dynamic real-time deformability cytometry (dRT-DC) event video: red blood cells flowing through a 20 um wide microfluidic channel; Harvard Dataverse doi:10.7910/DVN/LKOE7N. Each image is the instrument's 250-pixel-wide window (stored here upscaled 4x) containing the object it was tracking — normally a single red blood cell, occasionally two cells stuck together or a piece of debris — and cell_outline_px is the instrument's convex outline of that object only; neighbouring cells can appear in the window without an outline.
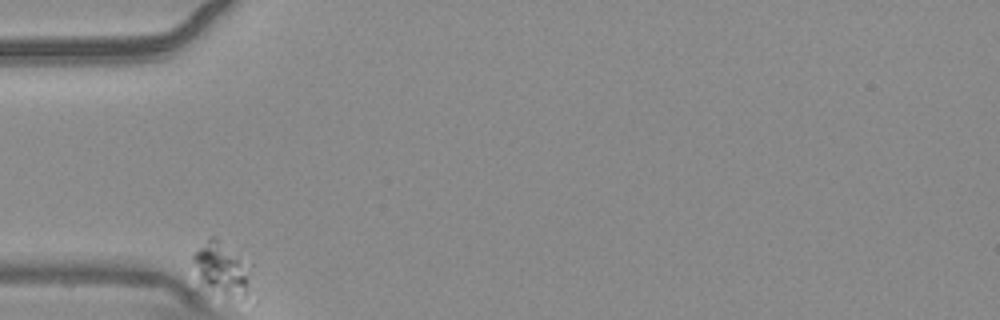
{"species": "common noctule bat (a hibernating species)", "species_latin": "Nyctalus noctula", "temperature_condition": "warm", "stored_images_in_passage": 36, "camera_frame_rate_fps": 3000, "um_per_image_px": 0.085, "animal": {"sex": "male", "body_mass_g": 20.4}, "frame": {"image": 1, "passage_image": 1, "time_ms": 0.0, "image_size_px": [1000, 320], "cell_outline_px": [[248, 288], [244, 292], [224, 300], [200, 276], [192, 260], [192, 256], [212, 236], [216, 236], [236, 260], [248, 280]], "centroid_in_image_um": [18.7, 22.88], "position_along_channel_um": 66.3, "area_um2": 14.97}}
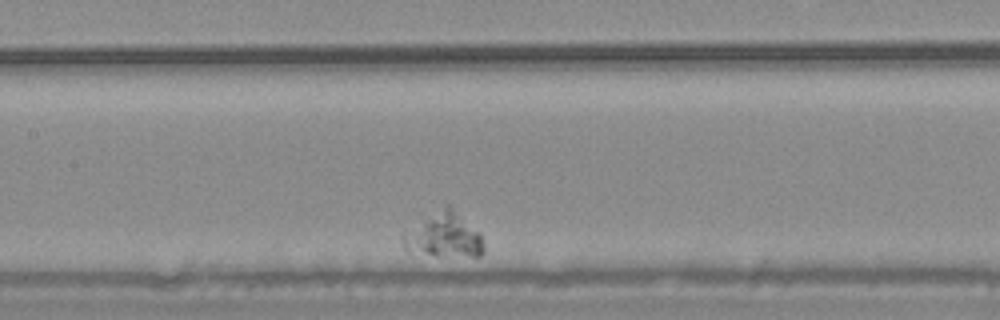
{"frame": {"image": 2, "passage_image": 14, "time_ms": 4.333, "image_size_px": [1000, 320], "cell_outline_px": [[484, 252], [480, 256], [436, 256], [404, 248], [400, 236], [444, 204], [448, 204], [480, 232], [484, 244]], "centroid_in_image_um": [37.78, 20.0], "position_along_channel_um": 169.6, "area_um2": 20.87}}
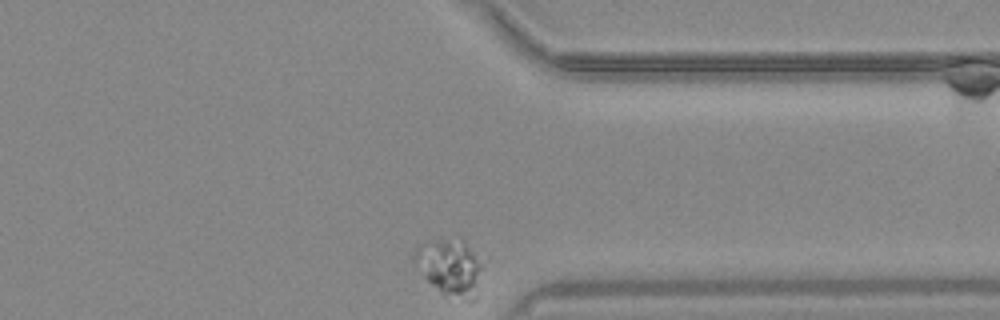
{"frame": {"image": 3, "passage_image": 36, "time_ms": 11.667, "image_size_px": [1000, 320], "cell_outline_px": [[480, 268], [476, 300], [472, 304], [440, 292], [424, 276], [436, 244], [464, 244], [472, 252], [480, 264]], "centroid_in_image_um": [38.63, 23.09], "position_along_channel_um": 372.8, "area_um2": 17.51}}